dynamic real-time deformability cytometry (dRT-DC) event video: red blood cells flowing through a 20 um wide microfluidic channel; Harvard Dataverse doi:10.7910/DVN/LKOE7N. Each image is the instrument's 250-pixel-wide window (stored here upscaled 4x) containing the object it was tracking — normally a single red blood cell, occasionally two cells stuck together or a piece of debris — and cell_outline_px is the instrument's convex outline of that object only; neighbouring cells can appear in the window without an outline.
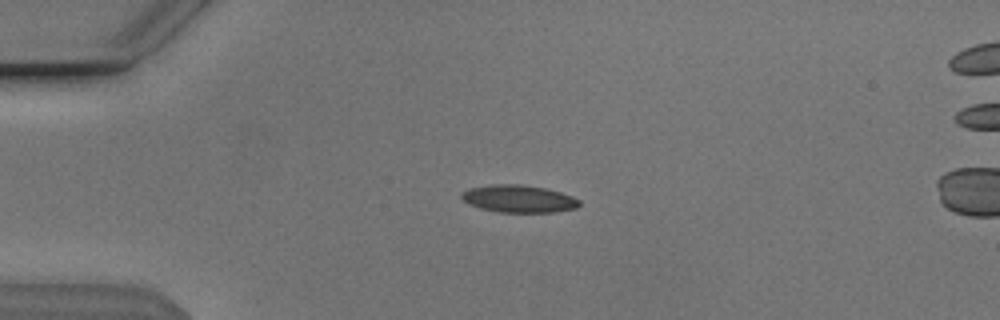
{"species": "Egyptian fruit bat (a non-hibernating species)", "species_latin": "Rousettus aegyptiacus", "temperature_condition": "cold", "stored_images_in_passage": 46, "camera_frame_rate_fps": 3000, "um_per_image_px": 0.085, "animal": {"sex": "male"}, "frame": {"image": 1, "passage_image": 13, "time_ms": 4.0, "image_size_px": [1000, 320], "cell_outline_px": [[580, 204], [576, 208], [556, 212], [500, 212], [480, 208], [468, 204], [460, 196], [468, 188], [492, 184], [520, 184], [544, 188], [560, 192], [572, 196], [580, 200]], "centroid_in_image_um": [44.09, 16.89], "position_along_channel_um": 40.9, "area_um2": 18.79}}
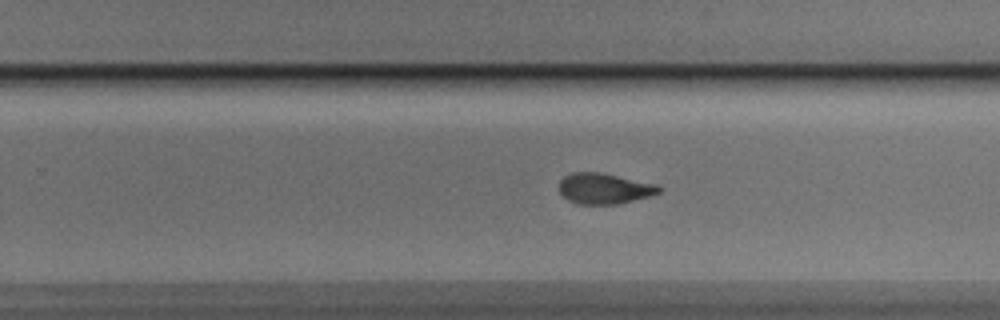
{"frame": {"image": 2, "passage_image": 34, "time_ms": 11.0, "image_size_px": [1000, 320], "cell_outline_px": [[660, 192], [652, 196], [616, 204], [580, 204], [568, 200], [560, 192], [560, 180], [564, 176], [572, 172], [600, 172], [656, 184], [660, 188]], "centroid_in_image_um": [51.36, 16.02], "position_along_channel_um": 278.4, "area_um2": 17.74}}
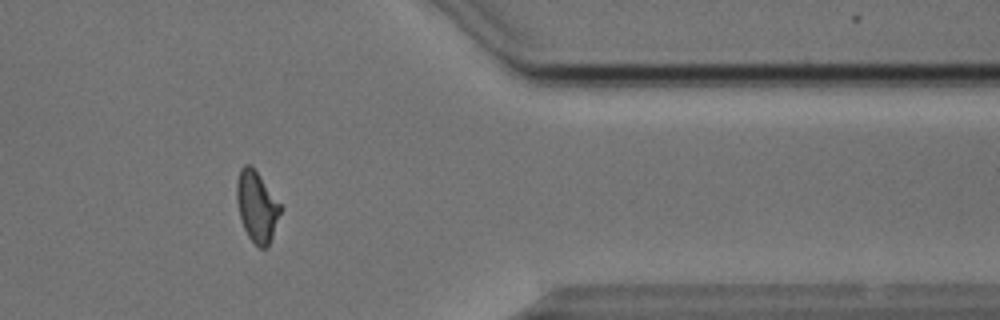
{"frame": {"image": 3, "passage_image": 44, "time_ms": 14.333, "image_size_px": [1000, 320], "cell_outline_px": [[284, 208], [268, 248], [260, 248], [248, 236], [244, 228], [240, 216], [236, 200], [236, 180], [240, 168], [244, 164], [252, 164]], "centroid_in_image_um": [21.85, 17.53], "position_along_channel_um": 389.5, "area_um2": 18.5}, "authors_computed_cell_mechanics": {"area_um2": 18.3804, "velocity_mm_per_s": 3.842, "shape_relaxation_time_tau1_ms": 4.3568, "shape_relaxation_time_tau2_ms": 2.0684, "deformation_change_tau1": 0.1351, "deformation_change_tau2": 0.0818}}